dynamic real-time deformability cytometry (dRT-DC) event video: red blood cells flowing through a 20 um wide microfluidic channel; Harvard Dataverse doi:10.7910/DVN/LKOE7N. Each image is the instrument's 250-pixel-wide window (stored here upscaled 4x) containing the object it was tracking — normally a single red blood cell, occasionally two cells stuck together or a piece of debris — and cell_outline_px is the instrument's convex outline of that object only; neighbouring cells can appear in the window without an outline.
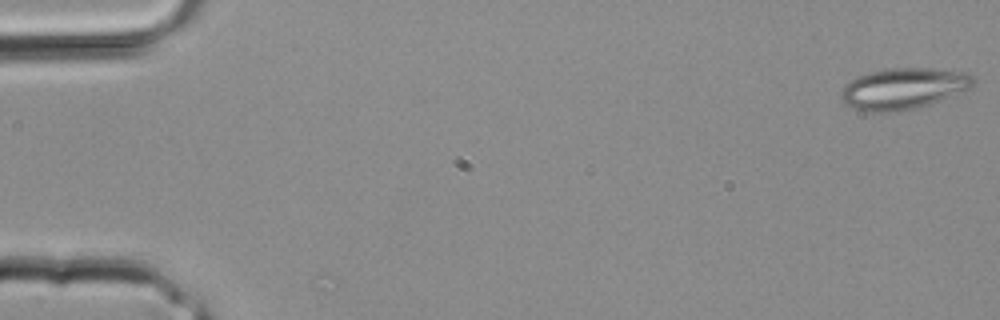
{"species": "common noctule bat (a hibernating species)", "species_latin": "Nyctalus noctula", "temperature_condition": "room temperature", "stored_images_in_passage": 3, "camera_frame_rate_fps": 3000, "um_per_image_px": 0.085, "animal": {"sex": "male", "body_mass_g": 20.4}, "frame": {"image": 1, "passage_image": 1, "time_ms": 0.0, "image_size_px": [1000, 320], "cell_outline_px": [[976, 84], [972, 88], [940, 100], [916, 108], [896, 112], [868, 112], [852, 108], [844, 104], [840, 96], [844, 88], [856, 76], [868, 72], [888, 68], [932, 68], [968, 72], [976, 80]], "centroid_in_image_um": [76.82, 7.52], "position_along_channel_um": 8.2, "area_um2": 32.02}}